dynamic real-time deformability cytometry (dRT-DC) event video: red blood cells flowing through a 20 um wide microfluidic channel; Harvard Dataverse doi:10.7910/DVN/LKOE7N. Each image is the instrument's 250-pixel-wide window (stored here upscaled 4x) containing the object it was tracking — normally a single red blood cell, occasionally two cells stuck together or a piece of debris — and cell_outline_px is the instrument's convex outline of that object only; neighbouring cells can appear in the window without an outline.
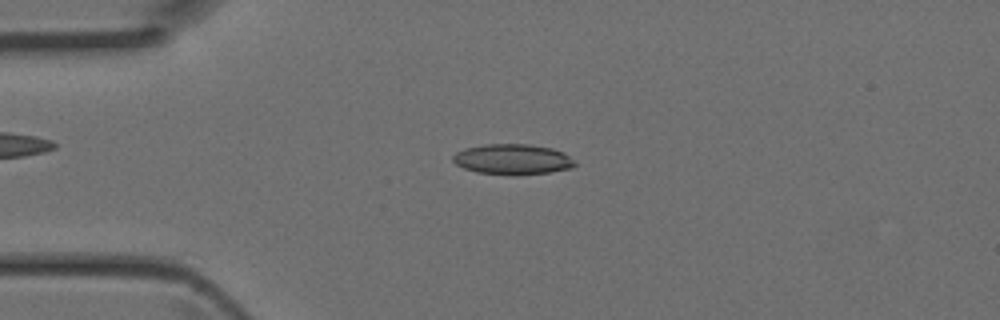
{"species": "Egyptian fruit bat (a non-hibernating species)", "species_latin": "Rousettus aegyptiacus", "temperature_condition": "room temperature", "stored_images_in_passage": 42, "camera_frame_rate_fps": 3000, "um_per_image_px": 0.085, "animal": {"sex": "female"}, "frame": {"image": 1, "passage_image": 10, "time_ms": 3.0, "image_size_px": [1000, 320], "cell_outline_px": [[576, 164], [572, 168], [548, 172], [476, 172], [464, 168], [456, 164], [452, 160], [452, 156], [456, 152], [464, 148], [484, 144], [528, 144], [552, 148], [564, 152]], "centroid_in_image_um": [43.54, 13.48], "position_along_channel_um": 41.5, "area_um2": 20.75}}
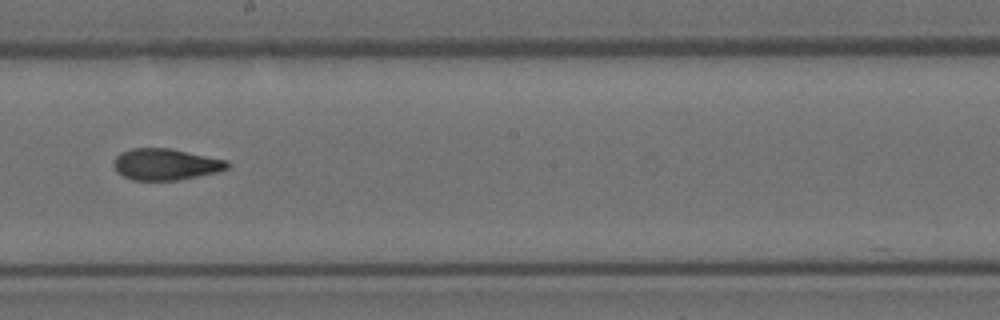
{"frame": {"image": 2, "passage_image": 24, "time_ms": 7.667, "image_size_px": [1000, 320], "cell_outline_px": [[232, 164], [228, 168], [216, 172], [180, 180], [132, 180], [116, 172], [112, 164], [116, 156], [120, 152], [132, 148], [168, 148], [228, 160]], "centroid_in_image_um": [14.07, 13.97], "position_along_channel_um": 234.1, "area_um2": 20.92}}
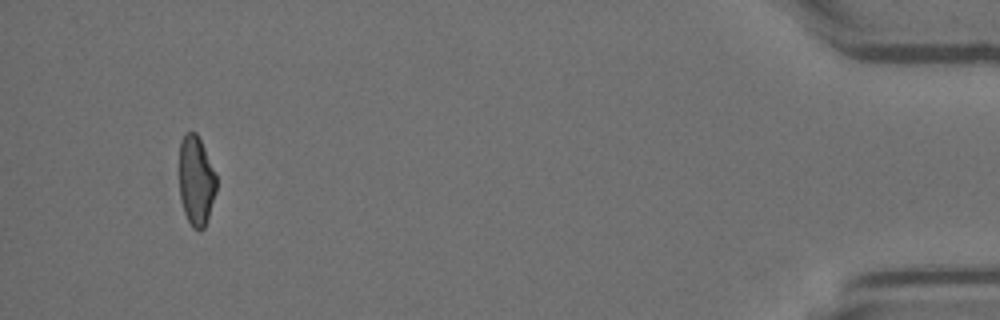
{"frame": {"image": 3, "passage_image": 41, "time_ms": 13.333, "image_size_px": [1000, 320], "cell_outline_px": [[216, 192], [204, 228], [200, 232], [192, 228], [184, 212], [180, 196], [180, 140], [188, 132], [196, 132], [204, 148], [216, 176]], "centroid_in_image_um": [16.67, 15.39], "position_along_channel_um": 418.5, "area_um2": 19.13}}